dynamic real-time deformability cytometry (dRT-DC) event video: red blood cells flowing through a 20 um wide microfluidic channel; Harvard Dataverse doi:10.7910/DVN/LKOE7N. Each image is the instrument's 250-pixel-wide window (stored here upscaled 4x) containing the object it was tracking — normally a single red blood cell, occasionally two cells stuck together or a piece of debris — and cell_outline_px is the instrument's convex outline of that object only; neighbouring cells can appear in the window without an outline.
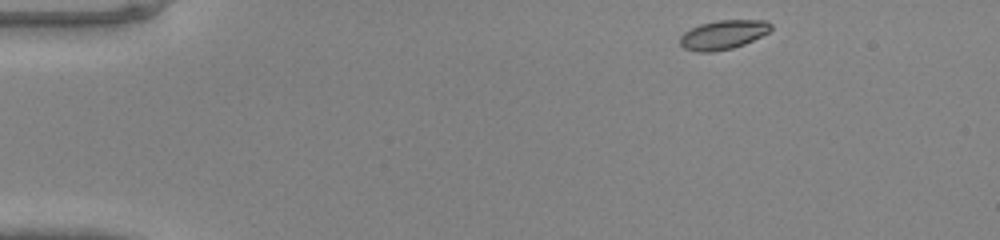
{"species": "common noctule bat (a hibernating species)", "species_latin": "Nyctalus noctula", "temperature_condition": "warm", "stored_images_in_passage": 42, "camera_frame_rate_fps": 3000, "um_per_image_px": 0.085, "animal": {"sex": "male", "body_mass_g": 20.0, "forearm_length_mm": 53.3}, "frame": {"image": 1, "passage_image": 1, "time_ms": 0.0, "image_size_px": [1000, 240], "cell_outline_px": [[772, 28], [768, 32], [744, 44], [732, 48], [712, 52], [696, 52], [684, 48], [680, 44], [680, 36], [684, 32], [700, 24], [716, 20], [768, 20], [772, 24]], "centroid_in_image_um": [61.47, 2.94], "position_along_channel_um": 23.5, "area_um2": 15.43}}
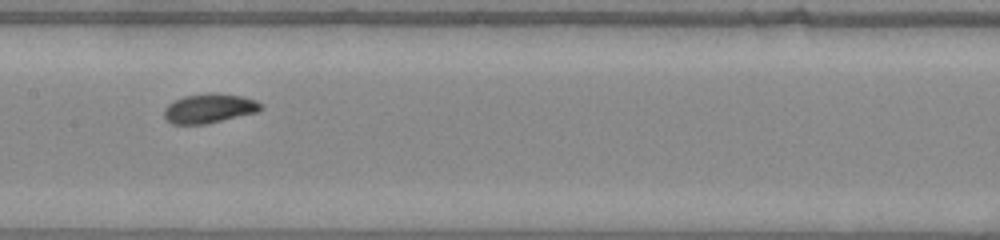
{"frame": {"image": 2, "passage_image": 19, "time_ms": 6.0, "image_size_px": [1000, 240], "cell_outline_px": [[260, 108], [256, 112], [208, 124], [172, 124], [164, 116], [164, 108], [172, 100], [184, 96], [240, 96], [256, 100], [260, 104]], "centroid_in_image_um": [17.71, 9.27], "position_along_channel_um": 189.7, "area_um2": 15.66}}
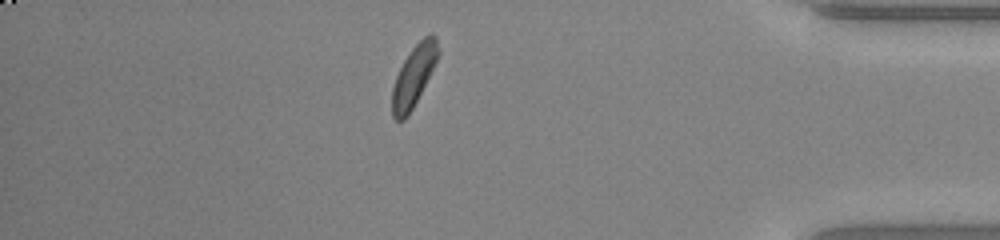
{"frame": {"image": 3, "passage_image": 36, "time_ms": 11.667, "image_size_px": [1000, 240], "cell_outline_px": [[440, 52], [408, 116], [404, 120], [396, 120], [392, 116], [392, 88], [396, 76], [404, 60], [412, 48], [428, 32], [432, 32], [436, 36]], "centroid_in_image_um": [35.16, 6.42], "position_along_channel_um": 400.0, "area_um2": 15.95}}